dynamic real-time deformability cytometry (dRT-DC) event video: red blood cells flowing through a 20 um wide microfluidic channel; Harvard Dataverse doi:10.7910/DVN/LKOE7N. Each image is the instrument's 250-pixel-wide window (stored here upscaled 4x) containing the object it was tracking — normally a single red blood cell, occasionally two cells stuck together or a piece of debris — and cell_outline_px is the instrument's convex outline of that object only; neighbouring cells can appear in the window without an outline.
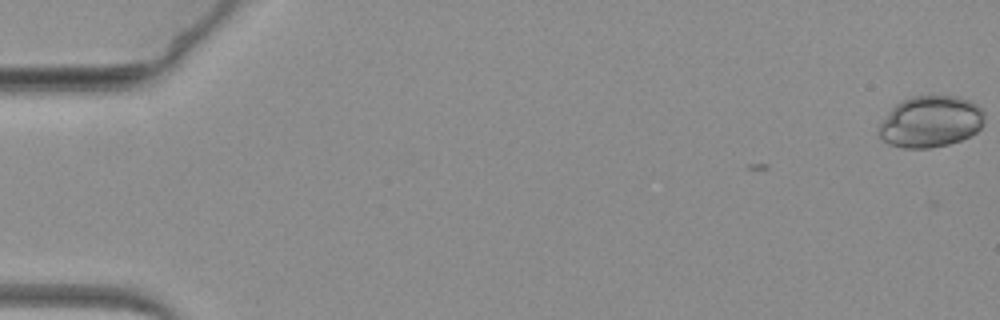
{"species": "common noctule bat (a hibernating species)", "species_latin": "Nyctalus noctula", "temperature_condition": "warm", "stored_images_in_passage": 5, "camera_frame_rate_fps": 3000, "um_per_image_px": 0.085, "animal": {"sex": "female", "body_mass_g": 19.3, "forearm_length_mm": 54.1}, "frame": {"image": 1, "passage_image": 1, "time_ms": 0.0, "image_size_px": [1000, 320], "cell_outline_px": [[984, 124], [976, 132], [960, 140], [948, 144], [928, 148], [904, 148], [888, 144], [880, 140], [876, 136], [876, 128], [888, 112], [900, 100], [912, 96], [960, 96], [976, 104], [984, 112]], "centroid_in_image_um": [79.04, 10.34], "position_along_channel_um": 6.0, "area_um2": 32.08}}